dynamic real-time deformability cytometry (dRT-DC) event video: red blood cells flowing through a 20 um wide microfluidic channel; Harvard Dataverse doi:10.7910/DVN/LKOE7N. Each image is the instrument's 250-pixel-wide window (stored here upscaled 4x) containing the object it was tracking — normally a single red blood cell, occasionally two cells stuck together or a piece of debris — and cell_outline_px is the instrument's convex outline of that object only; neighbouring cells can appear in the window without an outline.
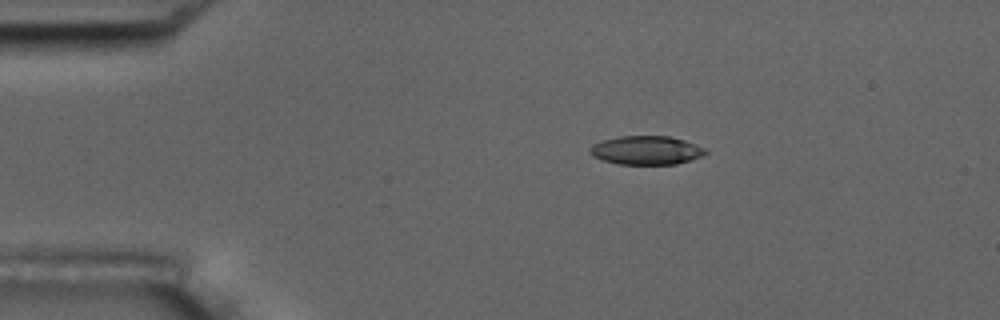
{"species": "common noctule bat (a hibernating species)", "species_latin": "Nyctalus noctula", "temperature_condition": "room temperature", "stored_images_in_passage": 6, "camera_frame_rate_fps": 3000, "um_per_image_px": 0.085, "animal": {"sex": "male", "body_mass_g": 17.5, "forearm_length_mm": 52.3}, "frame": {"image": 1, "passage_image": 3, "time_ms": 2.333, "image_size_px": [1000, 320], "cell_outline_px": [[708, 152], [704, 156], [692, 160], [676, 164], [616, 164], [600, 160], [592, 156], [588, 152], [588, 148], [600, 140], [620, 136], [668, 136], [684, 140], [704, 148]], "centroid_in_image_um": [54.89, 12.78], "position_along_channel_um": 30.1, "area_um2": 19.59}}
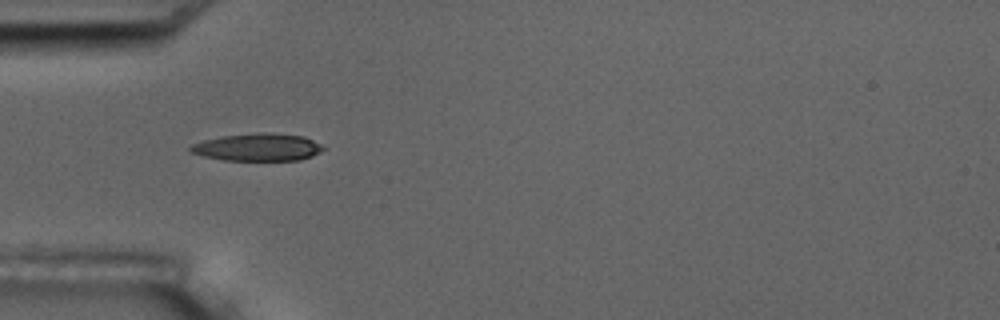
{"frame": {"image": 2, "passage_image": 5, "time_ms": 4.667, "image_size_px": [1000, 320], "cell_outline_px": [[324, 148], [320, 152], [312, 156], [300, 160], [224, 160], [204, 156], [192, 152], [188, 148], [192, 144], [204, 140], [220, 136], [304, 136], [320, 144]], "centroid_in_image_um": [21.88, 12.57], "position_along_channel_um": 63.1, "area_um2": 19.88}}